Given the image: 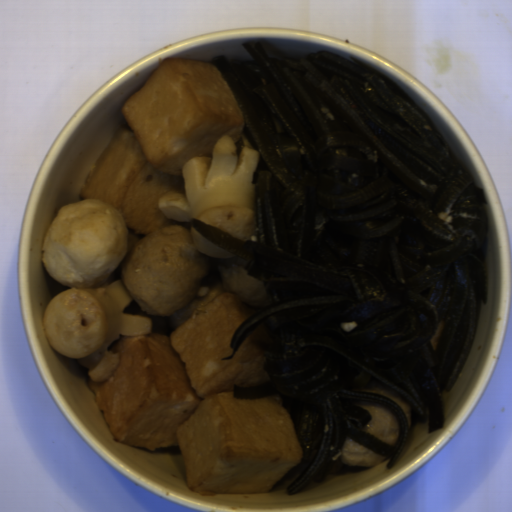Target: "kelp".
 <instances>
[{
  "mask_svg": "<svg viewBox=\"0 0 512 512\" xmlns=\"http://www.w3.org/2000/svg\"><path fill=\"white\" fill-rule=\"evenodd\" d=\"M208 62L231 88L243 134L261 154L256 232L244 241L201 219L181 226L249 262L246 275L273 293L270 306L242 322L233 359L248 334L259 341L271 381L233 385V398L279 396L294 423L301 464L288 494L323 483L347 437L388 458L392 469L412 426L446 421L450 391L474 346L488 303L483 190L427 111L387 75L329 51L302 59ZM221 361V360H220ZM395 413V446L364 432L370 413Z\"/></svg>",
  "mask_w": 512,
  "mask_h": 512,
  "instance_id": "1",
  "label": "kelp"
}]
</instances>
